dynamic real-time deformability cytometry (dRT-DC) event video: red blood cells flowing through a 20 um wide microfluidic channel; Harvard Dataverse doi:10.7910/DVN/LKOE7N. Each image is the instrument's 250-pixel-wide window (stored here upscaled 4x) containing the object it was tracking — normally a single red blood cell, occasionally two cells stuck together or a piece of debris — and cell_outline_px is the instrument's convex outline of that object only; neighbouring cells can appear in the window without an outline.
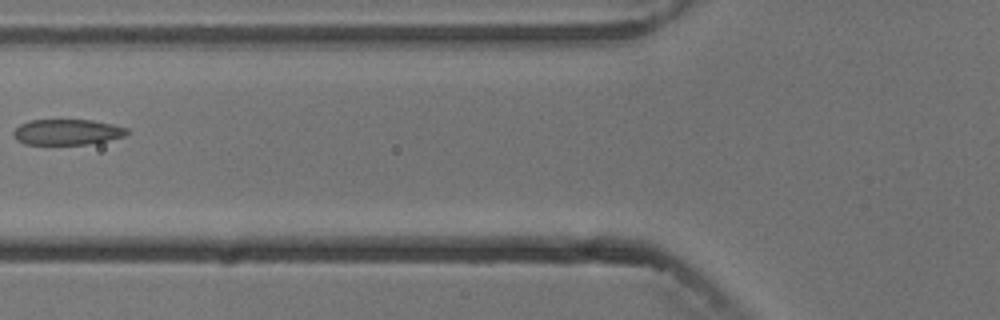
{"species": "common noctule bat (a hibernating species)", "species_latin": "Nyctalus noctula", "temperature_condition": "cold", "stored_images_in_passage": 5, "camera_frame_rate_fps": 3000, "um_per_image_px": 0.085, "animal": {"sex": "male", "body_mass_g": 13.3}, "frame": {"image": 1, "passage_image": 5, "time_ms": 4.667, "image_size_px": [1000, 320], "cell_outline_px": [[128, 132], [124, 136], [108, 140], [84, 144], [24, 144], [16, 140], [12, 136], [12, 132], [20, 124], [28, 120], [92, 120], [112, 124], [128, 128]], "centroid_in_image_um": [5.66, 11.22], "position_along_channel_um": 120.1, "area_um2": 16.94}}